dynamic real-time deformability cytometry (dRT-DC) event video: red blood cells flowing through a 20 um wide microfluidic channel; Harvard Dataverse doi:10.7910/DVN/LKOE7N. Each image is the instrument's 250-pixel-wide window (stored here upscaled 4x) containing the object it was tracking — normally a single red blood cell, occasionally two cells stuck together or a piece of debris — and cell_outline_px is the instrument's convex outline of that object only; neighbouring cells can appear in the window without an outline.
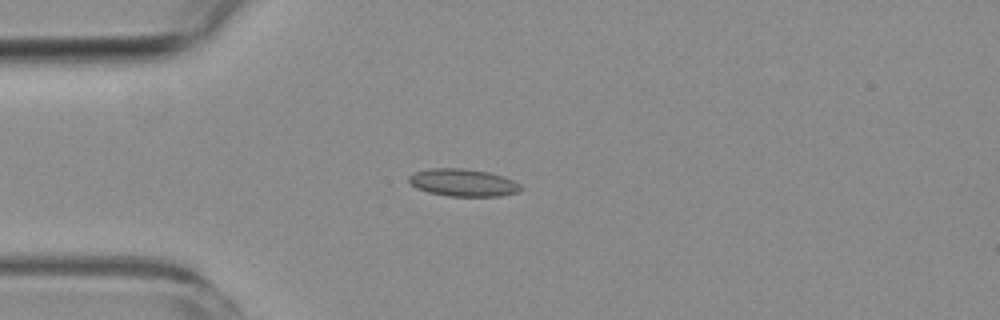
{"species": "common noctule bat (a hibernating species)", "species_latin": "Nyctalus noctula", "temperature_condition": "room temperature", "stored_images_in_passage": 6, "camera_frame_rate_fps": 3000, "um_per_image_px": 0.085, "animal": {"sex": "female", "body_mass_g": 19.3, "forearm_length_mm": 54.1}, "frame": {"image": 1, "passage_image": 2, "time_ms": 2.333, "image_size_px": [1000, 320], "cell_outline_px": [[520, 192], [500, 196], [448, 196], [428, 192], [416, 188], [408, 180], [408, 176], [416, 172], [428, 168], [464, 168], [488, 172], [504, 176], [520, 184]], "centroid_in_image_um": [39.36, 15.52], "position_along_channel_um": 45.6, "area_um2": 17.92}}
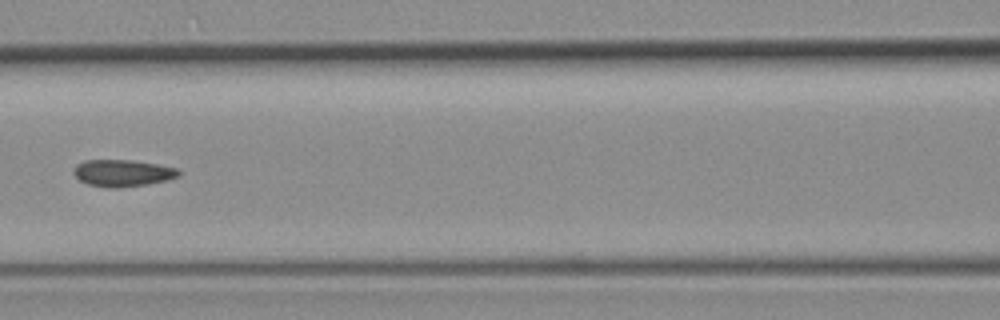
{"frame": {"image": 2, "passage_image": 5, "time_ms": 5.667, "image_size_px": [1000, 320], "cell_outline_px": [[180, 176], [168, 180], [148, 184], [120, 188], [108, 188], [88, 184], [80, 180], [72, 172], [72, 168], [76, 164], [84, 160], [132, 160], [156, 164], [176, 168], [180, 172]], "centroid_in_image_um": [10.4, 14.71], "position_along_channel_um": 156.2, "area_um2": 16.59}}
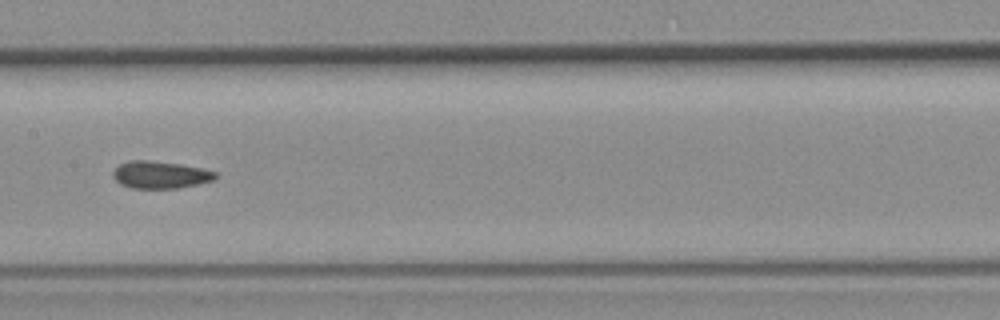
{"frame": {"image": 3, "passage_image": 6, "time_ms": 6.667, "image_size_px": [1000, 320], "cell_outline_px": [[216, 180], [176, 188], [132, 188], [120, 184], [112, 176], [112, 172], [120, 164], [132, 160], [148, 160], [180, 164], [200, 168], [216, 172]], "centroid_in_image_um": [13.61, 14.86], "position_along_channel_um": 193.8, "area_um2": 16.13}}